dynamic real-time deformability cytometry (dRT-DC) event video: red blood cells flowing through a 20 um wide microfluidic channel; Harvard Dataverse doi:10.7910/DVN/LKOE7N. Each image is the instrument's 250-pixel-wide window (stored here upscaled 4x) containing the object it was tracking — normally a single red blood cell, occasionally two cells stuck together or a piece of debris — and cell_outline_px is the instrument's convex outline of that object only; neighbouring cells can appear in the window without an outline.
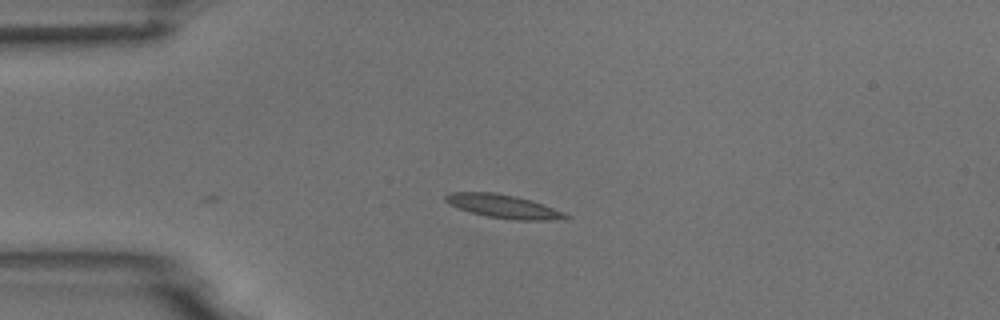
{"species": "common noctule bat (a hibernating species)", "species_latin": "Nyctalus noctula", "temperature_condition": "room temperature", "stored_images_in_passage": 4, "camera_frame_rate_fps": 3000, "um_per_image_px": 0.085, "animal": {"sex": "male", "body_mass_g": 18.8}, "frame": {"image": 1, "passage_image": 4, "time_ms": 3.667, "image_size_px": [1000, 320], "cell_outline_px": [[572, 216], [564, 220], [516, 220], [488, 216], [472, 212], [448, 204], [444, 200], [444, 196], [452, 192], [496, 192], [516, 196], [564, 212]], "centroid_in_image_um": [42.8, 17.54], "position_along_channel_um": 42.2, "area_um2": 16.24}}